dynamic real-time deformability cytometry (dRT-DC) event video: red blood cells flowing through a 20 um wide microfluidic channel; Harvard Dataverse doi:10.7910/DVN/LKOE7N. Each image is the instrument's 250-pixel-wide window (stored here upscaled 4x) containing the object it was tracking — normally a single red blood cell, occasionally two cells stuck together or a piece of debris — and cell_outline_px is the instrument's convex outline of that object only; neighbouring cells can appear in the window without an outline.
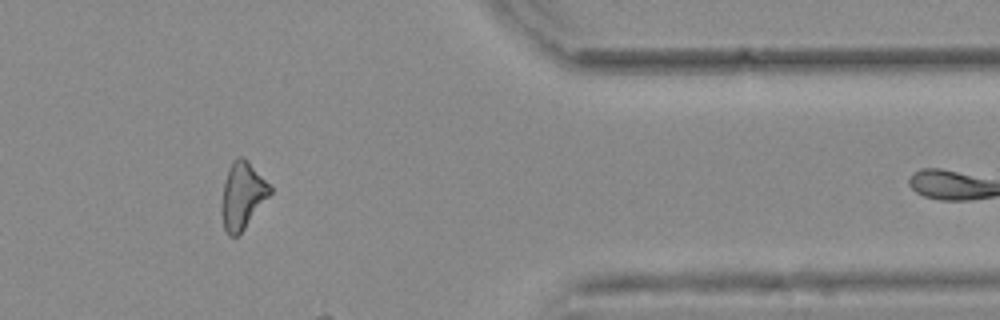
{"species": "common noctule bat (a hibernating species)", "species_latin": "Nyctalus noctula", "temperature_condition": "warm", "stored_images_in_passage": 10, "camera_frame_rate_fps": 3000, "um_per_image_px": 0.085, "animal": {"sex": "female", "body_mass_g": 25.1}, "frame": {"image": 1, "passage_image": 9, "time_ms": 2.667, "image_size_px": [1000, 320], "cell_outline_px": [[272, 192], [244, 228], [236, 236], [228, 236], [224, 228], [220, 208], [224, 184], [228, 168], [232, 160], [240, 156], [244, 156], [248, 160], [272, 188]], "centroid_in_image_um": [20.58, 16.6], "position_along_channel_um": 390.8, "area_um2": 18.67}}